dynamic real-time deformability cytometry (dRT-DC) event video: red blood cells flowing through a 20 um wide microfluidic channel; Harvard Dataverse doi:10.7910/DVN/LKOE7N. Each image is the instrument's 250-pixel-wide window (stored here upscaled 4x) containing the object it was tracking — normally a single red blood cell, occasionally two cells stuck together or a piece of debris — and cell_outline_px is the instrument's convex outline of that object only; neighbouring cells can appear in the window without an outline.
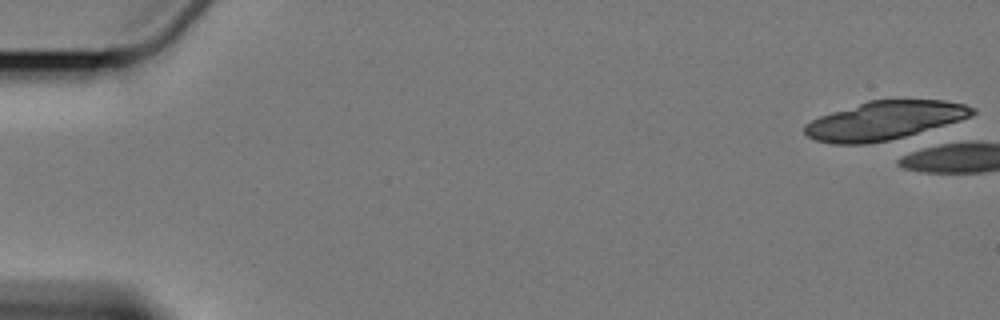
{"species": "Egyptian fruit bat (a non-hibernating species)", "species_latin": "Rousettus aegyptiacus", "temperature_condition": "cold", "stored_images_in_passage": 5, "camera_frame_rate_fps": 3000, "um_per_image_px": 0.085, "animal": {"sex": "female"}, "frame": {"image": 1, "passage_image": 1, "time_ms": 0.0, "image_size_px": [1000, 320], "cell_outline_px": [[976, 112], [972, 116], [960, 120], [904, 136], [888, 140], [868, 144], [832, 144], [816, 140], [808, 136], [804, 132], [804, 124], [820, 116], [868, 100], [944, 100], [964, 104], [976, 108]], "centroid_in_image_um": [75.17, 10.24], "position_along_channel_um": 9.8, "area_um2": 37.34}}
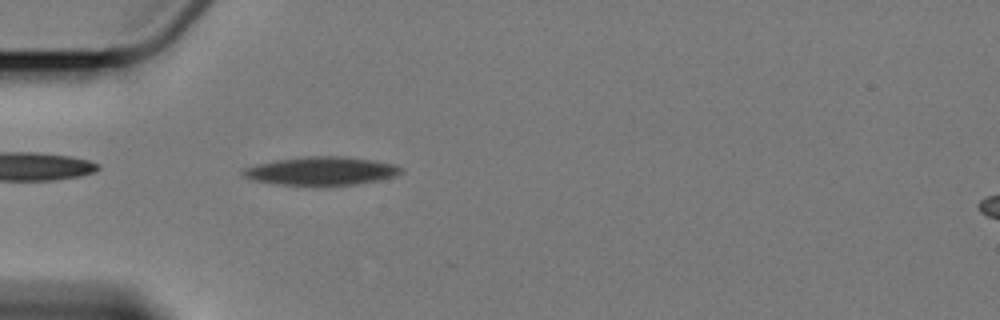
{"frame": {"image": 2, "passage_image": 5, "time_ms": 6.667, "image_size_px": [1000, 320], "cell_outline_px": [[404, 172], [396, 176], [356, 184], [316, 188], [252, 180], [244, 176], [240, 172], [244, 168], [256, 164], [276, 160], [308, 156], [348, 156], [376, 160], [396, 164], [404, 168]], "centroid_in_image_um": [27.37, 14.55], "position_along_channel_um": 57.6, "area_um2": 26.93}}